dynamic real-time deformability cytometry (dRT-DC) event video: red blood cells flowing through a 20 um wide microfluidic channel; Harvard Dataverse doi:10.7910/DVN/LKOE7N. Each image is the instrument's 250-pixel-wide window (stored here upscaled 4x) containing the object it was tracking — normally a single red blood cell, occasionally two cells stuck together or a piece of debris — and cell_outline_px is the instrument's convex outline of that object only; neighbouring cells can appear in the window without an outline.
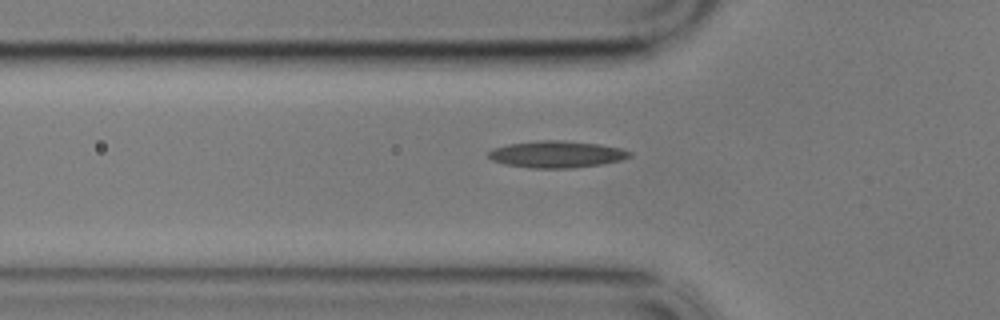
{"species": "common noctule bat (a hibernating species)", "species_latin": "Nyctalus noctula", "temperature_condition": "cold", "stored_images_in_passage": 41, "camera_frame_rate_fps": 3000, "um_per_image_px": 0.085, "animal": {"sex": "male", "body_mass_g": 17.9}, "frame": {"image": 1, "passage_image": 9, "time_ms": 2.667, "image_size_px": [1000, 320], "cell_outline_px": [[632, 156], [620, 160], [600, 164], [572, 168], [528, 168], [504, 164], [492, 160], [488, 156], [488, 152], [492, 148], [508, 144], [536, 140], [564, 140], [600, 144], [620, 148], [632, 152]], "centroid_in_image_um": [47.29, 13.11], "position_along_channel_um": 78.5, "area_um2": 22.2}}
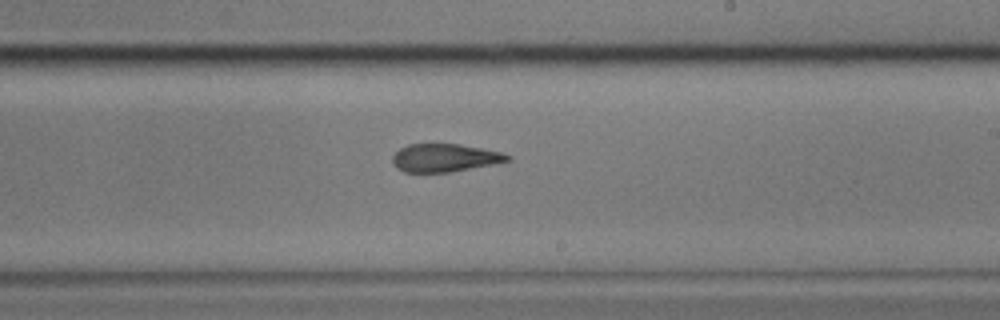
{"frame": {"image": 2, "passage_image": 24, "time_ms": 7.667, "image_size_px": [1000, 320], "cell_outline_px": [[512, 160], [492, 164], [448, 172], [404, 172], [396, 168], [392, 164], [392, 156], [400, 148], [408, 144], [460, 144], [500, 152], [512, 156]], "centroid_in_image_um": [37.76, 13.41], "position_along_channel_um": 251.2, "area_um2": 18.67}}
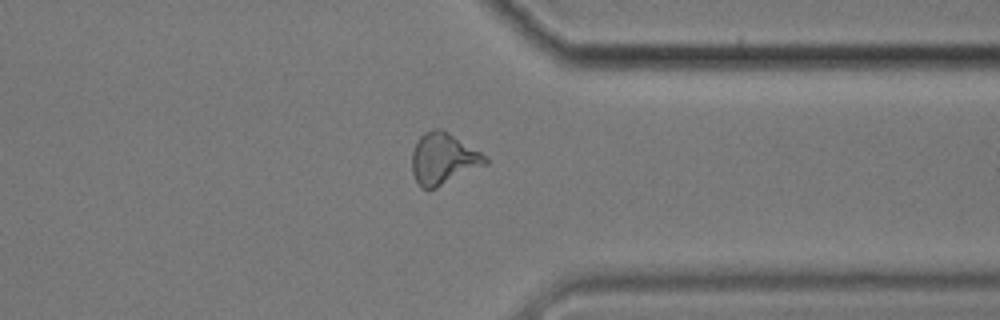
{"frame": {"image": 3, "passage_image": 35, "time_ms": 11.333, "image_size_px": [1000, 320], "cell_outline_px": [[488, 164], [436, 188], [420, 188], [412, 172], [412, 152], [420, 136], [424, 132], [432, 128], [440, 128], [448, 132], [488, 156]], "centroid_in_image_um": [37.7, 13.49], "position_along_channel_um": 373.7, "area_um2": 22.02}, "authors_computed_cell_mechanics": {"area_um2": 20.4612, "velocity_mm_per_s": 3.4334, "shape_relaxation_time_tau1_ms": null, "shape_relaxation_time_tau2_ms": 3.7617, "deformation_change_tau1": null, "deformation_change_tau2": 0.1255}}